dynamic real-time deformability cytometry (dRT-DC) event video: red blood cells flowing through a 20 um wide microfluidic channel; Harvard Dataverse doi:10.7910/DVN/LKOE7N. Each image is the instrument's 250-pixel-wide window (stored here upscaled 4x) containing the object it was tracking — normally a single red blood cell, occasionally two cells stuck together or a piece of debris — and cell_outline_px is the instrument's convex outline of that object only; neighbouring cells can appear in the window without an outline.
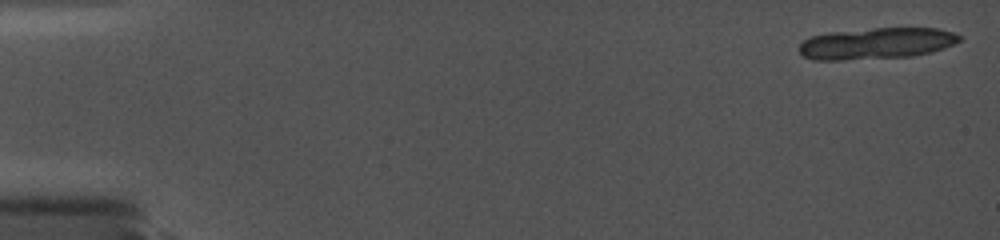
{"species": "common noctule bat (a hibernating species)", "species_latin": "Nyctalus noctula", "temperature_condition": "cold", "stored_images_in_passage": 5, "camera_frame_rate_fps": 5000, "um_per_image_px": 0.085, "animal": {"sex": "female", "body_mass_g": 19.0, "forearm_length_mm": 56.7}, "frame": {"image": 1, "passage_image": 1, "time_ms": 0.0, "image_size_px": [1000, 240], "cell_outline_px": [[964, 36], [960, 40], [944, 48], [932, 52], [912, 56], [840, 60], [812, 60], [804, 56], [800, 52], [800, 44], [804, 40], [812, 36], [832, 32], [876, 28], [940, 28], [956, 32]], "centroid_in_image_um": [74.56, 3.68], "position_along_channel_um": 10.4, "area_um2": 29.3}}